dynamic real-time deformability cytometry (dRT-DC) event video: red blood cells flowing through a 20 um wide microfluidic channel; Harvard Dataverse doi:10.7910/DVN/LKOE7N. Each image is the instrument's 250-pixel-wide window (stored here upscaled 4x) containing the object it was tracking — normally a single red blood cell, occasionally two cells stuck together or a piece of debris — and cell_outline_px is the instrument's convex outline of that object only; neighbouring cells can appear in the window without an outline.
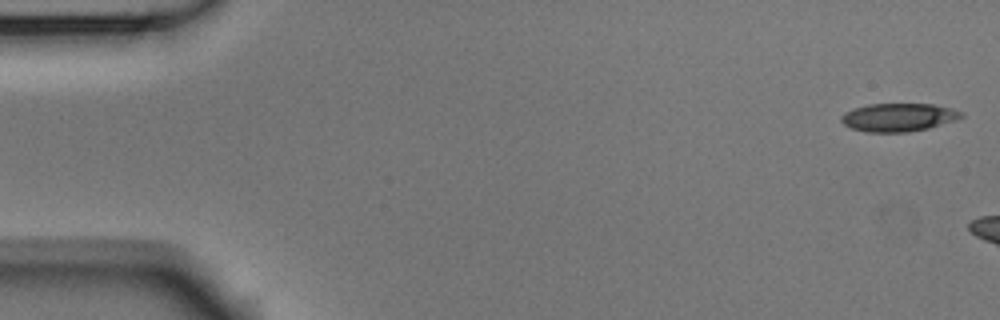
{"species": "Egyptian fruit bat (a non-hibernating species)", "species_latin": "Rousettus aegyptiacus", "temperature_condition": "room temperature", "stored_images_in_passage": 3, "camera_frame_rate_fps": 3000, "um_per_image_px": 0.085, "animal": {"sex": "male"}, "frame": {"image": 1, "passage_image": 1, "time_ms": 0.0, "image_size_px": [1000, 320], "cell_outline_px": [[964, 116], [956, 120], [928, 128], [908, 132], [864, 132], [852, 128], [844, 124], [840, 120], [840, 116], [844, 112], [852, 108], [868, 104], [932, 104], [964, 112]], "centroid_in_image_um": [76.34, 9.97], "position_along_channel_um": 8.7, "area_um2": 19.77}}